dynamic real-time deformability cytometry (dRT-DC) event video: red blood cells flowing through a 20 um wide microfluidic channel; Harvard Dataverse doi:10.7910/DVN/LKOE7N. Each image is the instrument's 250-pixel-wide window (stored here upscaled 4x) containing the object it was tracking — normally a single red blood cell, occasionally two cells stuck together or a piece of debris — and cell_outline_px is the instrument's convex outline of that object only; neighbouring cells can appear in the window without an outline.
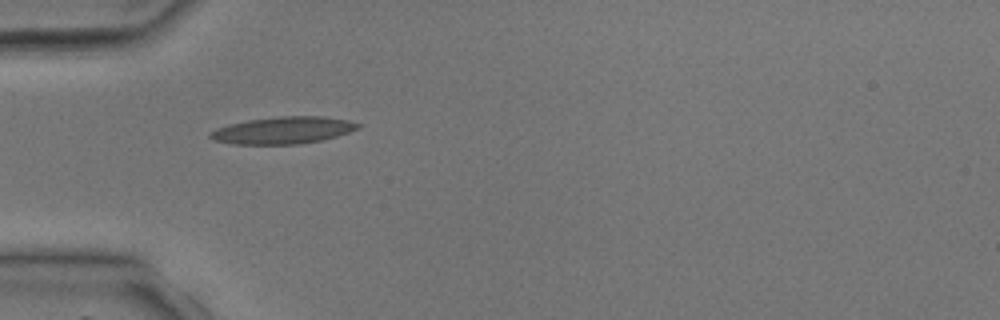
{"species": "common noctule bat (a hibernating species)", "species_latin": "Nyctalus noctula", "temperature_condition": "room temperature", "stored_images_in_passage": 1, "camera_frame_rate_fps": 3000, "um_per_image_px": 0.085, "animal": {"sex": "male", "body_mass_g": 17.9, "forearm_length_mm": 54.2}, "frame": {"image": 1, "passage_image": 1, "time_ms": 0.0, "image_size_px": [1000, 320], "cell_outline_px": [[360, 128], [336, 136], [320, 140], [300, 144], [232, 144], [216, 140], [208, 136], [208, 132], [216, 128], [228, 124], [248, 120], [280, 116], [324, 116], [348, 120], [360, 124]], "centroid_in_image_um": [24.04, 11.07], "position_along_channel_um": 61.0, "area_um2": 23.24}}